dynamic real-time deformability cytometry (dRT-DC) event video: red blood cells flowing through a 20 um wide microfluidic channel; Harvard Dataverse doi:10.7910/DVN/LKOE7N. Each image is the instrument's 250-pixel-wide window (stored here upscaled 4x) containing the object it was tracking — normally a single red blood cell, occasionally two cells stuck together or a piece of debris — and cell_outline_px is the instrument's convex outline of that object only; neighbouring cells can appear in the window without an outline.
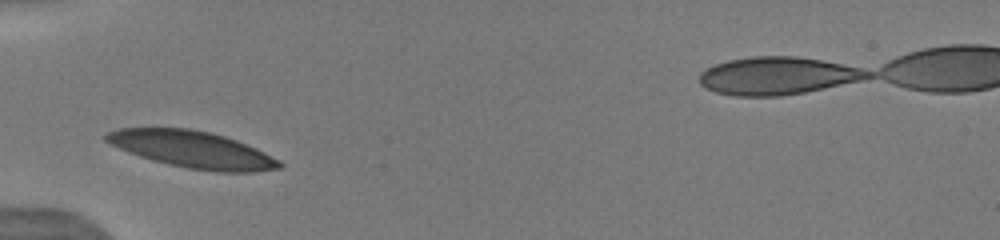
{"species": "human", "species_latin": "Homo sapiens", "temperature_condition": "warm", "stored_images_in_passage": 36, "camera_frame_rate_fps": 3000, "um_per_image_px": 0.085, "donor": {"sex": "male"}, "frame": {"image": 1, "passage_image": 1, "time_ms": 0.0, "image_size_px": [1000, 240], "cell_outline_px": [[284, 164], [280, 168], [252, 172], [216, 172], [188, 168], [168, 164], [152, 160], [128, 152], [104, 140], [104, 136], [108, 132], [116, 128], [192, 128], [224, 136], [236, 140], [264, 152], [280, 160]], "centroid_in_image_um": [16.35, 12.71], "position_along_channel_um": 68.6, "area_um2": 36.99}, "authors_computed_cell_mechanics": {"area_um2": 35.9805, "velocity_mm_per_s": 3.9694, "shape_relaxation_time_tau1_ms": 1.1837, "shape_relaxation_time_tau2_ms": null, "deformation_change_tau1": 0.0732, "deformation_change_tau2": null}}